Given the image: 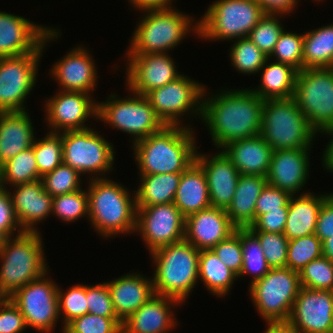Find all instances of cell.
Returning a JSON list of instances; mask_svg holds the SVG:
<instances>
[{"label": "cell", "instance_id": "cell-6", "mask_svg": "<svg viewBox=\"0 0 333 333\" xmlns=\"http://www.w3.org/2000/svg\"><path fill=\"white\" fill-rule=\"evenodd\" d=\"M41 236L40 232H23L9 237L1 249L0 295L3 298H9L50 270Z\"/></svg>", "mask_w": 333, "mask_h": 333}, {"label": "cell", "instance_id": "cell-36", "mask_svg": "<svg viewBox=\"0 0 333 333\" xmlns=\"http://www.w3.org/2000/svg\"><path fill=\"white\" fill-rule=\"evenodd\" d=\"M198 268L202 285L217 297L222 298L228 295L234 281L238 279V276L211 249L200 250Z\"/></svg>", "mask_w": 333, "mask_h": 333}, {"label": "cell", "instance_id": "cell-15", "mask_svg": "<svg viewBox=\"0 0 333 333\" xmlns=\"http://www.w3.org/2000/svg\"><path fill=\"white\" fill-rule=\"evenodd\" d=\"M49 271L30 281L9 298L19 308L27 327L41 333H51L61 319L58 307V285L48 278Z\"/></svg>", "mask_w": 333, "mask_h": 333}, {"label": "cell", "instance_id": "cell-58", "mask_svg": "<svg viewBox=\"0 0 333 333\" xmlns=\"http://www.w3.org/2000/svg\"><path fill=\"white\" fill-rule=\"evenodd\" d=\"M173 0H129L128 3L137 10L166 9L172 7Z\"/></svg>", "mask_w": 333, "mask_h": 333}, {"label": "cell", "instance_id": "cell-49", "mask_svg": "<svg viewBox=\"0 0 333 333\" xmlns=\"http://www.w3.org/2000/svg\"><path fill=\"white\" fill-rule=\"evenodd\" d=\"M259 240L270 268H284L287 261L288 238L283 233L251 231Z\"/></svg>", "mask_w": 333, "mask_h": 333}, {"label": "cell", "instance_id": "cell-20", "mask_svg": "<svg viewBox=\"0 0 333 333\" xmlns=\"http://www.w3.org/2000/svg\"><path fill=\"white\" fill-rule=\"evenodd\" d=\"M88 51L82 45L74 47L52 65L49 73L61 86L58 90L88 94L96 90L98 81L96 63Z\"/></svg>", "mask_w": 333, "mask_h": 333}, {"label": "cell", "instance_id": "cell-35", "mask_svg": "<svg viewBox=\"0 0 333 333\" xmlns=\"http://www.w3.org/2000/svg\"><path fill=\"white\" fill-rule=\"evenodd\" d=\"M303 33V69L333 68V22Z\"/></svg>", "mask_w": 333, "mask_h": 333}, {"label": "cell", "instance_id": "cell-51", "mask_svg": "<svg viewBox=\"0 0 333 333\" xmlns=\"http://www.w3.org/2000/svg\"><path fill=\"white\" fill-rule=\"evenodd\" d=\"M86 301L88 313L103 317H117L106 282L86 285Z\"/></svg>", "mask_w": 333, "mask_h": 333}, {"label": "cell", "instance_id": "cell-41", "mask_svg": "<svg viewBox=\"0 0 333 333\" xmlns=\"http://www.w3.org/2000/svg\"><path fill=\"white\" fill-rule=\"evenodd\" d=\"M323 256L322 241L315 235L289 240L286 267L301 271L309 262Z\"/></svg>", "mask_w": 333, "mask_h": 333}, {"label": "cell", "instance_id": "cell-13", "mask_svg": "<svg viewBox=\"0 0 333 333\" xmlns=\"http://www.w3.org/2000/svg\"><path fill=\"white\" fill-rule=\"evenodd\" d=\"M293 98L310 126L323 134L333 126V68L298 71Z\"/></svg>", "mask_w": 333, "mask_h": 333}, {"label": "cell", "instance_id": "cell-7", "mask_svg": "<svg viewBox=\"0 0 333 333\" xmlns=\"http://www.w3.org/2000/svg\"><path fill=\"white\" fill-rule=\"evenodd\" d=\"M260 135L273 150H291L311 149L318 134L292 97L264 100Z\"/></svg>", "mask_w": 333, "mask_h": 333}, {"label": "cell", "instance_id": "cell-3", "mask_svg": "<svg viewBox=\"0 0 333 333\" xmlns=\"http://www.w3.org/2000/svg\"><path fill=\"white\" fill-rule=\"evenodd\" d=\"M89 180L86 189L88 219L96 232L106 239L134 233L137 217L135 190L133 195L127 187L109 177Z\"/></svg>", "mask_w": 333, "mask_h": 333}, {"label": "cell", "instance_id": "cell-40", "mask_svg": "<svg viewBox=\"0 0 333 333\" xmlns=\"http://www.w3.org/2000/svg\"><path fill=\"white\" fill-rule=\"evenodd\" d=\"M40 177L50 173L63 163L62 132H48L42 139H36L32 145Z\"/></svg>", "mask_w": 333, "mask_h": 333}, {"label": "cell", "instance_id": "cell-5", "mask_svg": "<svg viewBox=\"0 0 333 333\" xmlns=\"http://www.w3.org/2000/svg\"><path fill=\"white\" fill-rule=\"evenodd\" d=\"M142 12V19L134 28L126 54L168 53L182 43L187 34L192 33L198 37V21L179 12L173 5L166 9Z\"/></svg>", "mask_w": 333, "mask_h": 333}, {"label": "cell", "instance_id": "cell-30", "mask_svg": "<svg viewBox=\"0 0 333 333\" xmlns=\"http://www.w3.org/2000/svg\"><path fill=\"white\" fill-rule=\"evenodd\" d=\"M330 194L315 195L308 191L291 196L283 232L288 240L314 234L321 205Z\"/></svg>", "mask_w": 333, "mask_h": 333}, {"label": "cell", "instance_id": "cell-11", "mask_svg": "<svg viewBox=\"0 0 333 333\" xmlns=\"http://www.w3.org/2000/svg\"><path fill=\"white\" fill-rule=\"evenodd\" d=\"M129 93L133 97L130 94V97L120 98L114 93L106 101L98 102L97 120L130 134L134 144L160 131L165 124L156 115L146 96Z\"/></svg>", "mask_w": 333, "mask_h": 333}, {"label": "cell", "instance_id": "cell-19", "mask_svg": "<svg viewBox=\"0 0 333 333\" xmlns=\"http://www.w3.org/2000/svg\"><path fill=\"white\" fill-rule=\"evenodd\" d=\"M287 324L297 333H333V291L302 287Z\"/></svg>", "mask_w": 333, "mask_h": 333}, {"label": "cell", "instance_id": "cell-23", "mask_svg": "<svg viewBox=\"0 0 333 333\" xmlns=\"http://www.w3.org/2000/svg\"><path fill=\"white\" fill-rule=\"evenodd\" d=\"M310 151L311 149L273 150L266 176L268 184L291 195L307 193V190L300 191L309 179Z\"/></svg>", "mask_w": 333, "mask_h": 333}, {"label": "cell", "instance_id": "cell-54", "mask_svg": "<svg viewBox=\"0 0 333 333\" xmlns=\"http://www.w3.org/2000/svg\"><path fill=\"white\" fill-rule=\"evenodd\" d=\"M9 190L10 188L7 190V188L0 187V231L8 238L23 233L13 209ZM16 231L17 233H15Z\"/></svg>", "mask_w": 333, "mask_h": 333}, {"label": "cell", "instance_id": "cell-18", "mask_svg": "<svg viewBox=\"0 0 333 333\" xmlns=\"http://www.w3.org/2000/svg\"><path fill=\"white\" fill-rule=\"evenodd\" d=\"M126 89L146 95L153 89L174 81L182 74L176 70L174 59L169 53L125 54Z\"/></svg>", "mask_w": 333, "mask_h": 333}, {"label": "cell", "instance_id": "cell-56", "mask_svg": "<svg viewBox=\"0 0 333 333\" xmlns=\"http://www.w3.org/2000/svg\"><path fill=\"white\" fill-rule=\"evenodd\" d=\"M314 234L322 242L333 235V193L321 205Z\"/></svg>", "mask_w": 333, "mask_h": 333}, {"label": "cell", "instance_id": "cell-47", "mask_svg": "<svg viewBox=\"0 0 333 333\" xmlns=\"http://www.w3.org/2000/svg\"><path fill=\"white\" fill-rule=\"evenodd\" d=\"M301 287L333 291V262L324 256L309 262L299 271Z\"/></svg>", "mask_w": 333, "mask_h": 333}, {"label": "cell", "instance_id": "cell-12", "mask_svg": "<svg viewBox=\"0 0 333 333\" xmlns=\"http://www.w3.org/2000/svg\"><path fill=\"white\" fill-rule=\"evenodd\" d=\"M102 136L92 128L62 132L63 163L82 176L91 175L89 179L106 178L114 169L116 154L112 143Z\"/></svg>", "mask_w": 333, "mask_h": 333}, {"label": "cell", "instance_id": "cell-28", "mask_svg": "<svg viewBox=\"0 0 333 333\" xmlns=\"http://www.w3.org/2000/svg\"><path fill=\"white\" fill-rule=\"evenodd\" d=\"M221 150L240 174L267 176L273 149L261 135L232 141Z\"/></svg>", "mask_w": 333, "mask_h": 333}, {"label": "cell", "instance_id": "cell-42", "mask_svg": "<svg viewBox=\"0 0 333 333\" xmlns=\"http://www.w3.org/2000/svg\"><path fill=\"white\" fill-rule=\"evenodd\" d=\"M88 193L80 189L53 197L52 214L59 220L70 223L84 216L89 218Z\"/></svg>", "mask_w": 333, "mask_h": 333}, {"label": "cell", "instance_id": "cell-24", "mask_svg": "<svg viewBox=\"0 0 333 333\" xmlns=\"http://www.w3.org/2000/svg\"><path fill=\"white\" fill-rule=\"evenodd\" d=\"M235 230L226 210L210 206L185 218L184 239L198 250H210Z\"/></svg>", "mask_w": 333, "mask_h": 333}, {"label": "cell", "instance_id": "cell-8", "mask_svg": "<svg viewBox=\"0 0 333 333\" xmlns=\"http://www.w3.org/2000/svg\"><path fill=\"white\" fill-rule=\"evenodd\" d=\"M264 14L257 0H216L198 20V39L232 41L248 37Z\"/></svg>", "mask_w": 333, "mask_h": 333}, {"label": "cell", "instance_id": "cell-33", "mask_svg": "<svg viewBox=\"0 0 333 333\" xmlns=\"http://www.w3.org/2000/svg\"><path fill=\"white\" fill-rule=\"evenodd\" d=\"M273 61L266 60L260 69L261 84L252 90L263 100L292 98L298 71L288 64Z\"/></svg>", "mask_w": 333, "mask_h": 333}, {"label": "cell", "instance_id": "cell-63", "mask_svg": "<svg viewBox=\"0 0 333 333\" xmlns=\"http://www.w3.org/2000/svg\"><path fill=\"white\" fill-rule=\"evenodd\" d=\"M0 187H1V165H0Z\"/></svg>", "mask_w": 333, "mask_h": 333}, {"label": "cell", "instance_id": "cell-45", "mask_svg": "<svg viewBox=\"0 0 333 333\" xmlns=\"http://www.w3.org/2000/svg\"><path fill=\"white\" fill-rule=\"evenodd\" d=\"M58 286L57 297L59 315L62 318L63 329L69 322L75 318L81 317L89 312L86 301V285L76 284L64 291Z\"/></svg>", "mask_w": 333, "mask_h": 333}, {"label": "cell", "instance_id": "cell-46", "mask_svg": "<svg viewBox=\"0 0 333 333\" xmlns=\"http://www.w3.org/2000/svg\"><path fill=\"white\" fill-rule=\"evenodd\" d=\"M82 175L71 166L60 164L50 173L41 177L44 190L52 197L82 189Z\"/></svg>", "mask_w": 333, "mask_h": 333}, {"label": "cell", "instance_id": "cell-17", "mask_svg": "<svg viewBox=\"0 0 333 333\" xmlns=\"http://www.w3.org/2000/svg\"><path fill=\"white\" fill-rule=\"evenodd\" d=\"M45 120L49 132L61 133L89 129V118L97 119L98 101L85 92L62 91L45 100Z\"/></svg>", "mask_w": 333, "mask_h": 333}, {"label": "cell", "instance_id": "cell-34", "mask_svg": "<svg viewBox=\"0 0 333 333\" xmlns=\"http://www.w3.org/2000/svg\"><path fill=\"white\" fill-rule=\"evenodd\" d=\"M136 195L137 207L173 203L181 179V173L139 175Z\"/></svg>", "mask_w": 333, "mask_h": 333}, {"label": "cell", "instance_id": "cell-31", "mask_svg": "<svg viewBox=\"0 0 333 333\" xmlns=\"http://www.w3.org/2000/svg\"><path fill=\"white\" fill-rule=\"evenodd\" d=\"M267 183V178L260 175H240L232 202L226 210L236 228H248L254 223L256 201Z\"/></svg>", "mask_w": 333, "mask_h": 333}, {"label": "cell", "instance_id": "cell-26", "mask_svg": "<svg viewBox=\"0 0 333 333\" xmlns=\"http://www.w3.org/2000/svg\"><path fill=\"white\" fill-rule=\"evenodd\" d=\"M181 305L177 299L155 294L123 321L122 333H168L178 325L173 309Z\"/></svg>", "mask_w": 333, "mask_h": 333}, {"label": "cell", "instance_id": "cell-22", "mask_svg": "<svg viewBox=\"0 0 333 333\" xmlns=\"http://www.w3.org/2000/svg\"><path fill=\"white\" fill-rule=\"evenodd\" d=\"M195 162L205 173L211 206L227 210L241 174L222 150L212 156L197 151Z\"/></svg>", "mask_w": 333, "mask_h": 333}, {"label": "cell", "instance_id": "cell-16", "mask_svg": "<svg viewBox=\"0 0 333 333\" xmlns=\"http://www.w3.org/2000/svg\"><path fill=\"white\" fill-rule=\"evenodd\" d=\"M135 232H139L150 253L184 239L185 217L174 203L137 207Z\"/></svg>", "mask_w": 333, "mask_h": 333}, {"label": "cell", "instance_id": "cell-29", "mask_svg": "<svg viewBox=\"0 0 333 333\" xmlns=\"http://www.w3.org/2000/svg\"><path fill=\"white\" fill-rule=\"evenodd\" d=\"M29 112H0V165L32 147L34 128Z\"/></svg>", "mask_w": 333, "mask_h": 333}, {"label": "cell", "instance_id": "cell-48", "mask_svg": "<svg viewBox=\"0 0 333 333\" xmlns=\"http://www.w3.org/2000/svg\"><path fill=\"white\" fill-rule=\"evenodd\" d=\"M122 324L118 317L87 313L69 322L62 333H122Z\"/></svg>", "mask_w": 333, "mask_h": 333}, {"label": "cell", "instance_id": "cell-38", "mask_svg": "<svg viewBox=\"0 0 333 333\" xmlns=\"http://www.w3.org/2000/svg\"><path fill=\"white\" fill-rule=\"evenodd\" d=\"M243 265L238 279L252 275L251 284L263 278L270 270L258 238L248 229L241 228Z\"/></svg>", "mask_w": 333, "mask_h": 333}, {"label": "cell", "instance_id": "cell-21", "mask_svg": "<svg viewBox=\"0 0 333 333\" xmlns=\"http://www.w3.org/2000/svg\"><path fill=\"white\" fill-rule=\"evenodd\" d=\"M50 29L25 17L0 11V57L37 52Z\"/></svg>", "mask_w": 333, "mask_h": 333}, {"label": "cell", "instance_id": "cell-32", "mask_svg": "<svg viewBox=\"0 0 333 333\" xmlns=\"http://www.w3.org/2000/svg\"><path fill=\"white\" fill-rule=\"evenodd\" d=\"M173 203L185 218L211 206L205 173L195 161L181 173Z\"/></svg>", "mask_w": 333, "mask_h": 333}, {"label": "cell", "instance_id": "cell-10", "mask_svg": "<svg viewBox=\"0 0 333 333\" xmlns=\"http://www.w3.org/2000/svg\"><path fill=\"white\" fill-rule=\"evenodd\" d=\"M58 31L59 29L51 27L37 52L0 57V112L27 110L25 99L35 87L42 53L49 41L61 37V31Z\"/></svg>", "mask_w": 333, "mask_h": 333}, {"label": "cell", "instance_id": "cell-61", "mask_svg": "<svg viewBox=\"0 0 333 333\" xmlns=\"http://www.w3.org/2000/svg\"><path fill=\"white\" fill-rule=\"evenodd\" d=\"M323 256L333 262V235L322 242Z\"/></svg>", "mask_w": 333, "mask_h": 333}, {"label": "cell", "instance_id": "cell-14", "mask_svg": "<svg viewBox=\"0 0 333 333\" xmlns=\"http://www.w3.org/2000/svg\"><path fill=\"white\" fill-rule=\"evenodd\" d=\"M205 89L203 83L182 74L174 81L153 89L145 96L165 125L182 126V122H185L182 120L184 115L193 114L201 118Z\"/></svg>", "mask_w": 333, "mask_h": 333}, {"label": "cell", "instance_id": "cell-1", "mask_svg": "<svg viewBox=\"0 0 333 333\" xmlns=\"http://www.w3.org/2000/svg\"><path fill=\"white\" fill-rule=\"evenodd\" d=\"M206 92H203L201 121L217 150L232 141L260 135L264 100L251 88L220 90L212 96Z\"/></svg>", "mask_w": 333, "mask_h": 333}, {"label": "cell", "instance_id": "cell-59", "mask_svg": "<svg viewBox=\"0 0 333 333\" xmlns=\"http://www.w3.org/2000/svg\"><path fill=\"white\" fill-rule=\"evenodd\" d=\"M325 136L331 137L330 141L326 145L325 150L323 151L322 157V166L327 170L329 173H333V126L328 128L324 133Z\"/></svg>", "mask_w": 333, "mask_h": 333}, {"label": "cell", "instance_id": "cell-52", "mask_svg": "<svg viewBox=\"0 0 333 333\" xmlns=\"http://www.w3.org/2000/svg\"><path fill=\"white\" fill-rule=\"evenodd\" d=\"M291 194L267 183L260 193L255 207V220L269 210H280V207H289Z\"/></svg>", "mask_w": 333, "mask_h": 333}, {"label": "cell", "instance_id": "cell-37", "mask_svg": "<svg viewBox=\"0 0 333 333\" xmlns=\"http://www.w3.org/2000/svg\"><path fill=\"white\" fill-rule=\"evenodd\" d=\"M41 180L33 148L18 153L1 166V187Z\"/></svg>", "mask_w": 333, "mask_h": 333}, {"label": "cell", "instance_id": "cell-53", "mask_svg": "<svg viewBox=\"0 0 333 333\" xmlns=\"http://www.w3.org/2000/svg\"><path fill=\"white\" fill-rule=\"evenodd\" d=\"M27 329L25 318L10 298L0 301V333H22Z\"/></svg>", "mask_w": 333, "mask_h": 333}, {"label": "cell", "instance_id": "cell-2", "mask_svg": "<svg viewBox=\"0 0 333 333\" xmlns=\"http://www.w3.org/2000/svg\"><path fill=\"white\" fill-rule=\"evenodd\" d=\"M191 125H165L131 147L140 175L183 173L194 161L197 142Z\"/></svg>", "mask_w": 333, "mask_h": 333}, {"label": "cell", "instance_id": "cell-57", "mask_svg": "<svg viewBox=\"0 0 333 333\" xmlns=\"http://www.w3.org/2000/svg\"><path fill=\"white\" fill-rule=\"evenodd\" d=\"M265 13L288 15L294 11L299 0H257Z\"/></svg>", "mask_w": 333, "mask_h": 333}, {"label": "cell", "instance_id": "cell-50", "mask_svg": "<svg viewBox=\"0 0 333 333\" xmlns=\"http://www.w3.org/2000/svg\"><path fill=\"white\" fill-rule=\"evenodd\" d=\"M218 258L237 276L240 275L243 265L241 248V228H236L227 239L219 242L211 249Z\"/></svg>", "mask_w": 333, "mask_h": 333}, {"label": "cell", "instance_id": "cell-62", "mask_svg": "<svg viewBox=\"0 0 333 333\" xmlns=\"http://www.w3.org/2000/svg\"><path fill=\"white\" fill-rule=\"evenodd\" d=\"M8 240V237L0 231V251L3 248V246L6 244V241Z\"/></svg>", "mask_w": 333, "mask_h": 333}, {"label": "cell", "instance_id": "cell-60", "mask_svg": "<svg viewBox=\"0 0 333 333\" xmlns=\"http://www.w3.org/2000/svg\"><path fill=\"white\" fill-rule=\"evenodd\" d=\"M267 329L265 333H297L288 324H266Z\"/></svg>", "mask_w": 333, "mask_h": 333}, {"label": "cell", "instance_id": "cell-44", "mask_svg": "<svg viewBox=\"0 0 333 333\" xmlns=\"http://www.w3.org/2000/svg\"><path fill=\"white\" fill-rule=\"evenodd\" d=\"M303 42L304 34L284 29L268 58L269 60L275 58V62L288 64L297 71H301L303 69Z\"/></svg>", "mask_w": 333, "mask_h": 333}, {"label": "cell", "instance_id": "cell-25", "mask_svg": "<svg viewBox=\"0 0 333 333\" xmlns=\"http://www.w3.org/2000/svg\"><path fill=\"white\" fill-rule=\"evenodd\" d=\"M9 191L13 209L23 232H40L37 224L52 214L53 197L44 190L41 180L12 186Z\"/></svg>", "mask_w": 333, "mask_h": 333}, {"label": "cell", "instance_id": "cell-27", "mask_svg": "<svg viewBox=\"0 0 333 333\" xmlns=\"http://www.w3.org/2000/svg\"><path fill=\"white\" fill-rule=\"evenodd\" d=\"M150 278L134 272L106 282L114 311L122 322L155 295Z\"/></svg>", "mask_w": 333, "mask_h": 333}, {"label": "cell", "instance_id": "cell-39", "mask_svg": "<svg viewBox=\"0 0 333 333\" xmlns=\"http://www.w3.org/2000/svg\"><path fill=\"white\" fill-rule=\"evenodd\" d=\"M234 41L229 51V59L231 66L236 71L253 75L258 74L264 66L268 56L264 54L250 39L249 37L239 38Z\"/></svg>", "mask_w": 333, "mask_h": 333}, {"label": "cell", "instance_id": "cell-9", "mask_svg": "<svg viewBox=\"0 0 333 333\" xmlns=\"http://www.w3.org/2000/svg\"><path fill=\"white\" fill-rule=\"evenodd\" d=\"M301 288L299 272L288 267L270 268L263 278L249 285V294L266 324H287Z\"/></svg>", "mask_w": 333, "mask_h": 333}, {"label": "cell", "instance_id": "cell-4", "mask_svg": "<svg viewBox=\"0 0 333 333\" xmlns=\"http://www.w3.org/2000/svg\"><path fill=\"white\" fill-rule=\"evenodd\" d=\"M149 254L156 265L152 278L154 293L186 302L199 280L200 250L183 239Z\"/></svg>", "mask_w": 333, "mask_h": 333}, {"label": "cell", "instance_id": "cell-43", "mask_svg": "<svg viewBox=\"0 0 333 333\" xmlns=\"http://www.w3.org/2000/svg\"><path fill=\"white\" fill-rule=\"evenodd\" d=\"M283 15L265 13L248 35L249 39L268 57L285 29L279 19Z\"/></svg>", "mask_w": 333, "mask_h": 333}, {"label": "cell", "instance_id": "cell-55", "mask_svg": "<svg viewBox=\"0 0 333 333\" xmlns=\"http://www.w3.org/2000/svg\"><path fill=\"white\" fill-rule=\"evenodd\" d=\"M287 215L288 207H280V210H269V212L260 215L248 229L250 231L283 233Z\"/></svg>", "mask_w": 333, "mask_h": 333}]
</instances>
